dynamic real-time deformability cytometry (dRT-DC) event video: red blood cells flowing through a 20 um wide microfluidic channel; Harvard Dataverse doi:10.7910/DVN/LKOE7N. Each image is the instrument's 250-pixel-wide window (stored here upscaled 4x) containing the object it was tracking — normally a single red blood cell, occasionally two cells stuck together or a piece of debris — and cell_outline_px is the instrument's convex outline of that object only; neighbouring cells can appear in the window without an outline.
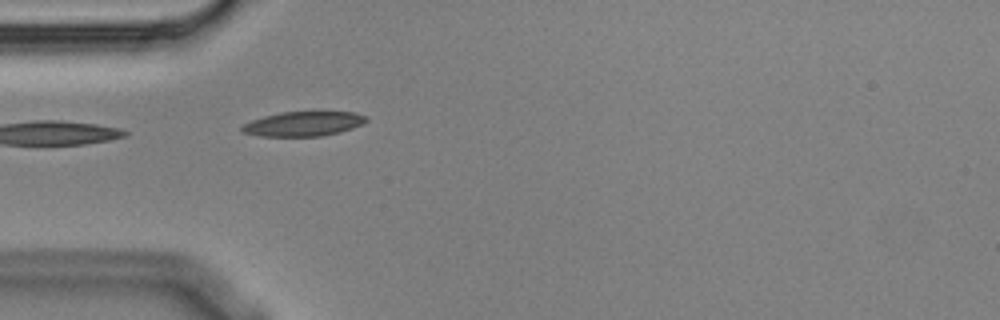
{"species": "Egyptian fruit bat (a non-hibernating species)", "species_latin": "Rousettus aegyptiacus", "temperature_condition": "cold", "stored_images_in_passage": 4, "segment_of_instrument_passage": [2, 2], "camera_frame_rate_fps": 3000, "um_per_image_px": 0.085, "animal": {"sex": "male"}, "frame": {"image": 1, "passage_image": 4, "time_ms": 1.0, "image_size_px": [1000, 320], "cell_outline_px": [[368, 120], [352, 128], [340, 132], [320, 136], [260, 136], [240, 132], [240, 128], [244, 124], [252, 120], [264, 116], [280, 112], [352, 112], [364, 116]], "centroid_in_image_um": [25.73, 10.53], "position_along_channel_um": 59.3, "area_um2": 17.63}}